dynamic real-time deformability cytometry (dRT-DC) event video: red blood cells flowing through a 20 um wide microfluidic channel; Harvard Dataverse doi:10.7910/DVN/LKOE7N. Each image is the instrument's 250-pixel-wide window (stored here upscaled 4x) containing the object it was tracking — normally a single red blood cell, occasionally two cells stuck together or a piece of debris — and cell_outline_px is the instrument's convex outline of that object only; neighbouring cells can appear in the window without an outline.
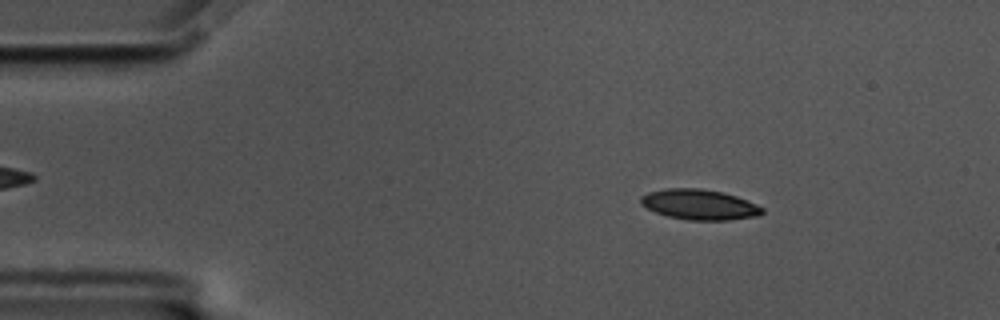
{"species": "common noctule bat (a hibernating species)", "species_latin": "Nyctalus noctula", "temperature_condition": "cold", "stored_images_in_passage": 55, "camera_frame_rate_fps": 3000, "um_per_image_px": 0.085, "animal": {"sex": "male", "body_mass_g": 17.5, "forearm_length_mm": 52.3}, "frame": {"image": 1, "passage_image": 6, "time_ms": 1.667, "image_size_px": [1000, 320], "cell_outline_px": [[764, 212], [760, 216], [728, 220], [688, 220], [668, 216], [656, 212], [640, 204], [640, 196], [648, 192], [664, 188], [700, 188], [720, 192], [736, 196], [756, 204], [764, 208]], "centroid_in_image_um": [59.45, 17.39], "position_along_channel_um": 25.6, "area_um2": 21.5}}
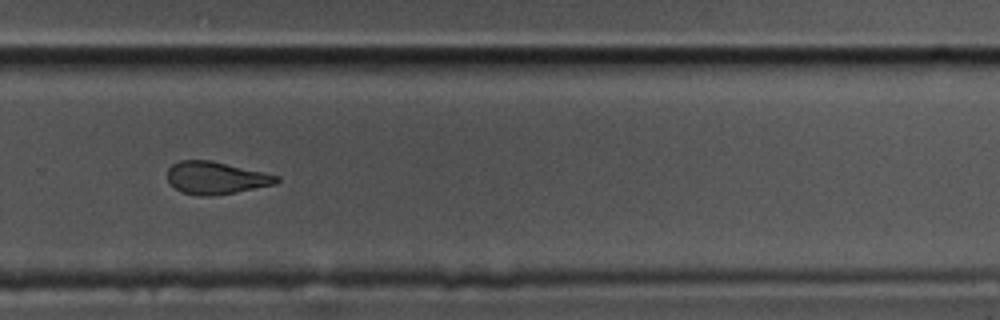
{"frame": {"image": 2, "passage_image": 36, "time_ms": 11.667, "image_size_px": [1000, 320], "cell_outline_px": [[280, 180], [276, 184], [236, 192], [212, 196], [200, 196], [184, 192], [176, 188], [168, 180], [168, 168], [172, 164], [180, 160], [212, 160], [280, 176]], "centroid_in_image_um": [18.37, 15.11], "position_along_channel_um": 311.4, "area_um2": 20.58}}
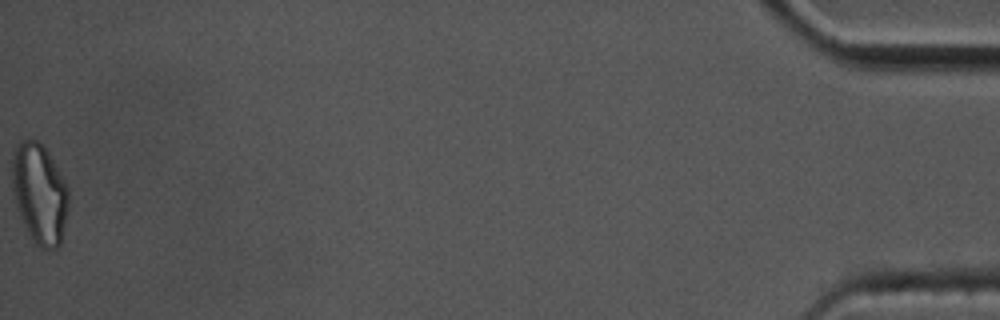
{"frame": {"image": 3, "passage_image": 55, "time_ms": 18.0, "image_size_px": [1000, 320], "cell_outline_px": [[68, 208], [60, 244], [56, 248], [48, 252], [40, 248], [32, 240], [20, 216], [16, 204], [12, 188], [12, 160], [16, 148], [20, 140], [36, 140], [44, 144], [64, 180], [68, 188]], "centroid_in_image_um": [3.37, 16.47], "position_along_channel_um": 431.8, "area_um2": 32.95}, "authors_computed_cell_mechanics": {"area_um2": 21.7906, "velocity_mm_per_s": 3.4909, "shape_relaxation_time_tau1_ms": 4.9262, "shape_relaxation_time_tau2_ms": 5.9451, "deformation_change_tau1": 0.146, "deformation_change_tau2": 0.1294}}